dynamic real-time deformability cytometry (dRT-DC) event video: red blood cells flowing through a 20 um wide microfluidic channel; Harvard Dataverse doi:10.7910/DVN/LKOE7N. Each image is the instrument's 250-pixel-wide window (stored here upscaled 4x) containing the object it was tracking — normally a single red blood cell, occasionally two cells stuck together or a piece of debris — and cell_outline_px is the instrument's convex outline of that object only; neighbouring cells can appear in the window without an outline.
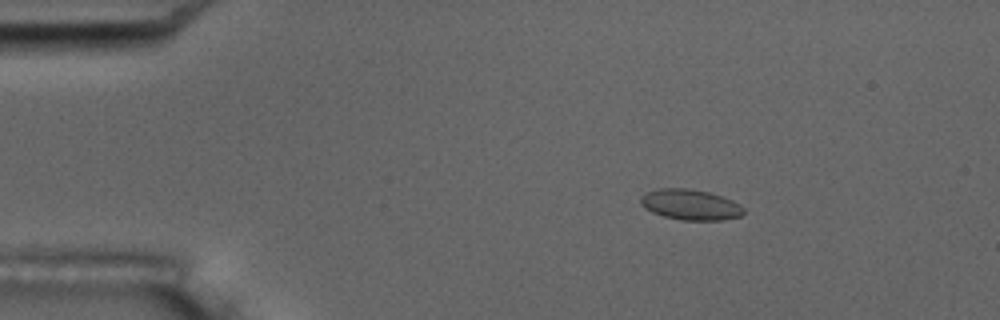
{"species": "common noctule bat (a hibernating species)", "species_latin": "Nyctalus noctula", "temperature_condition": "room temperature", "stored_images_in_passage": 7, "camera_frame_rate_fps": 3000, "um_per_image_px": 0.085, "animal": {"sex": "male", "body_mass_g": 17.5, "forearm_length_mm": 52.3}, "frame": {"image": 1, "passage_image": 3, "time_ms": 2.333, "image_size_px": [1000, 320], "cell_outline_px": [[744, 212], [740, 216], [724, 220], [680, 220], [664, 216], [652, 212], [644, 208], [640, 204], [640, 196], [644, 192], [660, 188], [684, 188], [708, 192], [732, 200], [740, 204], [744, 208]], "centroid_in_image_um": [58.65, 17.4], "position_along_channel_um": 26.4, "area_um2": 18.44}}